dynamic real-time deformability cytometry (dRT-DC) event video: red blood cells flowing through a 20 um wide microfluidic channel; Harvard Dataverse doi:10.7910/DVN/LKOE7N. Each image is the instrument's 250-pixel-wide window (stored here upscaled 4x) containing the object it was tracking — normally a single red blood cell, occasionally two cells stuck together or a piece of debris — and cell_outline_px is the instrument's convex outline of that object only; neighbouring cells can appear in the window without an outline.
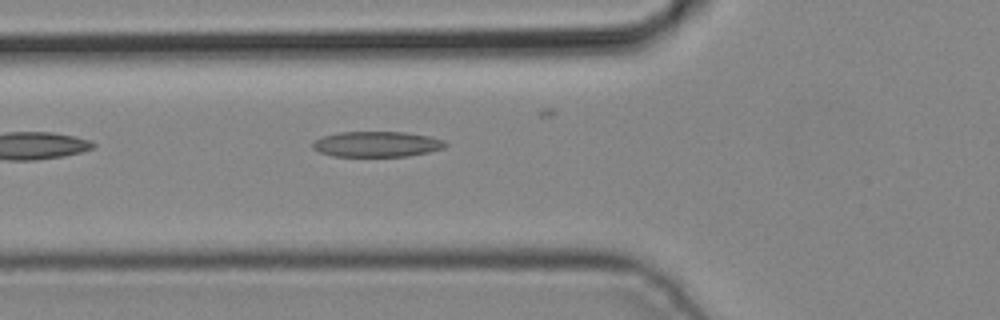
{"species": "common noctule bat (a hibernating species)", "species_latin": "Nyctalus noctula", "temperature_condition": "cold", "stored_images_in_passage": 3, "camera_frame_rate_fps": 3000, "um_per_image_px": 0.085, "animal": {"sex": "male", "body_mass_g": 19.2, "forearm_length_mm": 51.8}, "frame": {"image": 1, "passage_image": 3, "time_ms": 0.667, "image_size_px": [1000, 320], "cell_outline_px": [[448, 144], [444, 148], [428, 152], [408, 156], [332, 156], [320, 152], [312, 148], [312, 140], [324, 136], [340, 132], [404, 132], [428, 136], [444, 140]], "centroid_in_image_um": [32.01, 12.25], "position_along_channel_um": 93.8, "area_um2": 19.71}}